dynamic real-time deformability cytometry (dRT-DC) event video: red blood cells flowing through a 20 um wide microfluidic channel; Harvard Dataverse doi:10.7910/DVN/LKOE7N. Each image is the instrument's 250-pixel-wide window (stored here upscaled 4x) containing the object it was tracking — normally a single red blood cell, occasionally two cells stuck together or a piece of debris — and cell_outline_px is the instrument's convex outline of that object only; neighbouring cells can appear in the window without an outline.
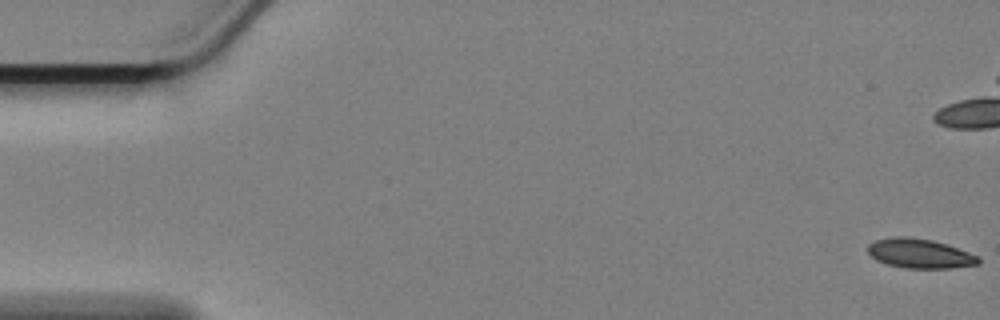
{"species": "Egyptian fruit bat (a non-hibernating species)", "species_latin": "Rousettus aegyptiacus", "temperature_condition": "cold", "stored_images_in_passage": 60, "camera_frame_rate_fps": 3000, "um_per_image_px": 0.085, "animal": {"sex": "female"}, "frame": {"image": 1, "passage_image": 1, "time_ms": 0.0, "image_size_px": [1000, 320], "cell_outline_px": [[980, 264], [952, 268], [908, 268], [888, 264], [876, 260], [868, 252], [868, 244], [876, 240], [896, 236], [904, 236], [932, 240], [980, 256]], "centroid_in_image_um": [78.19, 21.55], "position_along_channel_um": 6.8, "area_um2": 18.79}}
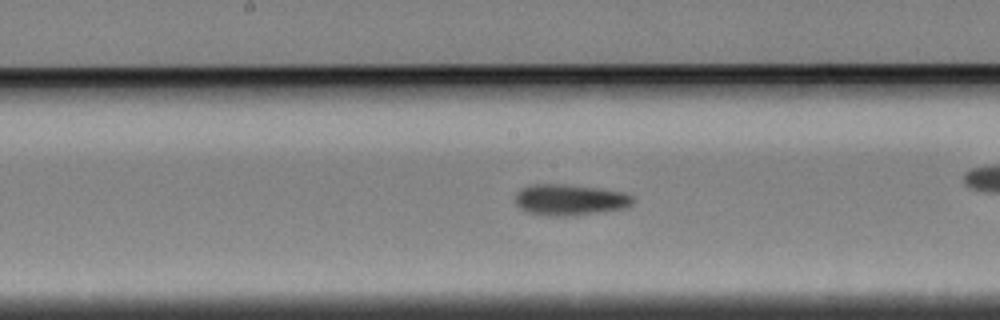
{"frame": {"image": 2, "passage_image": 30, "time_ms": 9.667, "image_size_px": [1000, 320], "cell_outline_px": [[632, 204], [624, 208], [600, 212], [568, 216], [544, 216], [528, 212], [520, 208], [516, 204], [516, 192], [520, 188], [532, 184], [564, 184], [600, 188], [624, 192], [632, 196]], "centroid_in_image_um": [48.4, 16.98], "position_along_channel_um": 199.8, "area_um2": 21.39}}
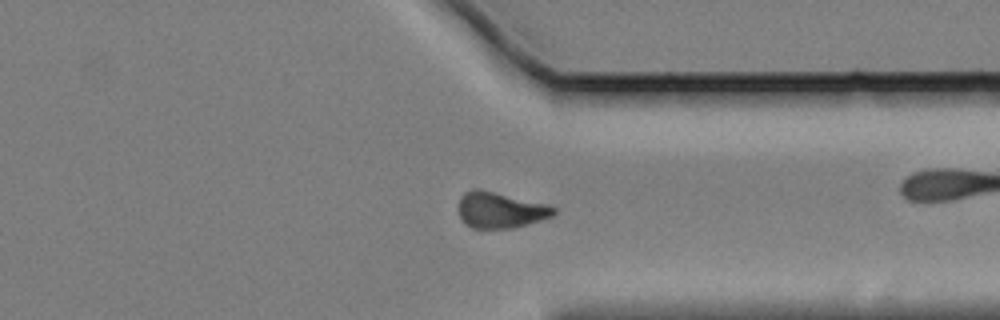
{"frame": {"image": 3, "passage_image": 45, "time_ms": 14.667, "image_size_px": [1000, 320], "cell_outline_px": [[556, 212], [552, 216], [516, 228], [472, 228], [464, 224], [460, 216], [460, 196], [464, 192], [472, 188], [480, 188], [544, 204], [556, 208]], "centroid_in_image_um": [42.49, 17.85], "position_along_channel_um": 368.9, "area_um2": 19.88}, "authors_computed_cell_mechanics": {"area_um2": 19.8543, "velocity_mm_per_s": 3.403, "shape_relaxation_time_tau1_ms": 3.1738, "shape_relaxation_time_tau2_ms": 3.687, "deformation_change_tau1": 0.108, "deformation_change_tau2": 0.0956}}